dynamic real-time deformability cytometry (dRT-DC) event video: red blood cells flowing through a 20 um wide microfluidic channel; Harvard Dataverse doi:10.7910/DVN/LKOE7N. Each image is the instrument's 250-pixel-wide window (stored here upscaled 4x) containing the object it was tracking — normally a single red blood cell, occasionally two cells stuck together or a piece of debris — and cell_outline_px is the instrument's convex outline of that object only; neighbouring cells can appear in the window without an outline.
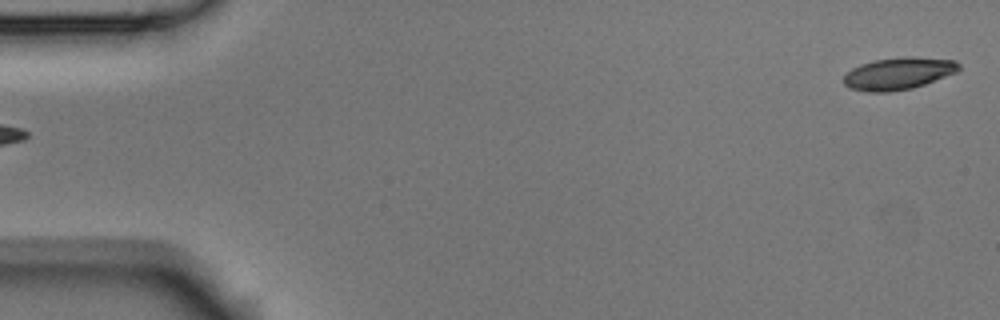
{"species": "Egyptian fruit bat (a non-hibernating species)", "species_latin": "Rousettus aegyptiacus", "temperature_condition": "room temperature", "stored_images_in_passage": 4, "segment_of_instrument_passage": [2, 2], "camera_frame_rate_fps": 3000, "um_per_image_px": 0.085, "animal": {"sex": "male"}, "frame": {"image": 1, "passage_image": 4, "time_ms": 1.0, "image_size_px": [1000, 320], "cell_outline_px": [[960, 68], [956, 72], [924, 84], [912, 88], [888, 92], [868, 92], [848, 88], [844, 84], [844, 76], [852, 68], [860, 64], [876, 60], [904, 56], [912, 56], [956, 60], [960, 64]], "centroid_in_image_um": [76.36, 6.24], "position_along_channel_um": 8.6, "area_um2": 21.56}}